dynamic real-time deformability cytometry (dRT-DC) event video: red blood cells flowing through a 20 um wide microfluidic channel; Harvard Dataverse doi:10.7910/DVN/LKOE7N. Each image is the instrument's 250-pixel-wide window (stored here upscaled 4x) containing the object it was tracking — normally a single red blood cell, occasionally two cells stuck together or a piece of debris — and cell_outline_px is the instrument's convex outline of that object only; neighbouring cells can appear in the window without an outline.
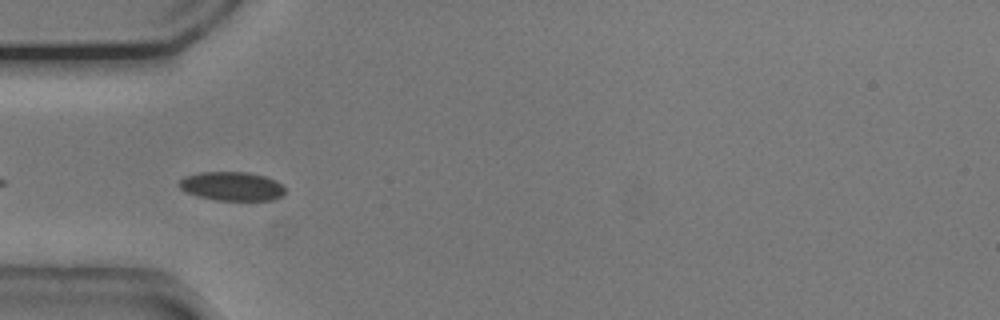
{"species": "common noctule bat (a hibernating species)", "species_latin": "Nyctalus noctula", "temperature_condition": "cold", "stored_images_in_passage": 8, "camera_frame_rate_fps": 3000, "um_per_image_px": 0.085, "animal": {"sex": "male", "body_mass_g": 20.5, "forearm_length_mm": 52.5}, "frame": {"image": 1, "passage_image": 2, "time_ms": 0.333, "image_size_px": [1000, 320], "cell_outline_px": [[284, 192], [280, 196], [272, 200], [216, 200], [196, 196], [180, 188], [176, 184], [184, 176], [200, 172], [248, 172], [264, 176], [276, 180], [284, 188]], "centroid_in_image_um": [19.67, 15.82], "position_along_channel_um": 65.3, "area_um2": 17.8}}